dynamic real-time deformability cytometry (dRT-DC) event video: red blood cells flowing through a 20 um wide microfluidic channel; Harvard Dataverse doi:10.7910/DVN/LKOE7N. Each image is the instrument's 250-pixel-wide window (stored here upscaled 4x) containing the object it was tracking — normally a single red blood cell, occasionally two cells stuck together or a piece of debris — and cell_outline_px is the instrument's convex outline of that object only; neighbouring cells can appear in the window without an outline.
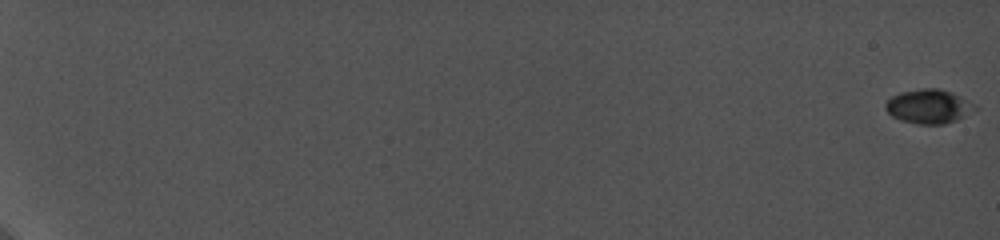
{"species": "common noctule bat (a hibernating species)", "species_latin": "Nyctalus noctula", "temperature_condition": "cold", "stored_images_in_passage": 17, "camera_frame_rate_fps": 5000, "um_per_image_px": 0.085, "animal": {"sex": "female", "body_mass_g": 19.0, "forearm_length_mm": 56.7}, "frame": {"image": 1, "passage_image": 1, "time_ms": 0.0, "image_size_px": [1000, 240], "cell_outline_px": [[968, 108], [956, 120], [944, 124], [920, 124], [900, 120], [892, 116], [884, 108], [884, 104], [892, 96], [900, 92], [924, 88], [940, 88], [952, 92], [960, 96]], "centroid_in_image_um": [78.73, 9.03], "position_along_channel_um": 6.3, "area_um2": 16.76}}